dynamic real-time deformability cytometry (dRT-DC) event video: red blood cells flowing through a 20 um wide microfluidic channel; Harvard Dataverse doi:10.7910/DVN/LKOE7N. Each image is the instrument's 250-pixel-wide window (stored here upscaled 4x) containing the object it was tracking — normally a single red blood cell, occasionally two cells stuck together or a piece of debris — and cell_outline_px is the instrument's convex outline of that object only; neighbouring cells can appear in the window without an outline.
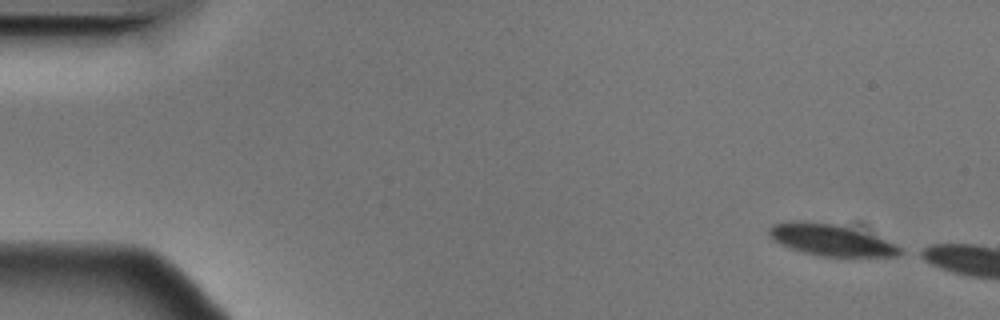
{"species": "Egyptian fruit bat (a non-hibernating species)", "species_latin": "Rousettus aegyptiacus", "temperature_condition": "cold", "stored_images_in_passage": 2, "camera_frame_rate_fps": 3000, "um_per_image_px": 0.085, "animal": {"sex": "male"}, "frame": {"image": 1, "passage_image": 1, "time_ms": 0.0, "image_size_px": [1000, 320], "cell_outline_px": [[904, 252], [896, 256], [820, 256], [788, 248], [780, 244], [768, 236], [768, 228], [772, 224], [788, 220], [804, 220], [836, 224], [884, 240], [900, 248]], "centroid_in_image_um": [70.48, 20.38], "position_along_channel_um": 14.5, "area_um2": 23.7}}